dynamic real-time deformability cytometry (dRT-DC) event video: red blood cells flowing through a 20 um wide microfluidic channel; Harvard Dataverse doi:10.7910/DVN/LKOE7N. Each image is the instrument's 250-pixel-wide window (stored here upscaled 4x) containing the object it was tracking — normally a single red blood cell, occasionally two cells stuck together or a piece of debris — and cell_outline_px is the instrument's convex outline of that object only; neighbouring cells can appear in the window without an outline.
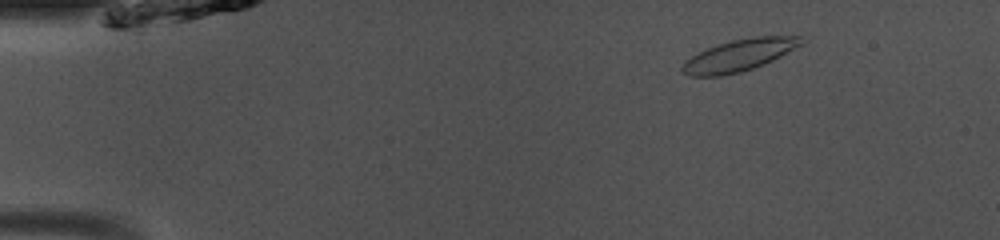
{"species": "common noctule bat (a hibernating species)", "species_latin": "Nyctalus noctula", "temperature_condition": "room temperature", "stored_images_in_passage": 41, "camera_frame_rate_fps": 3000, "um_per_image_px": 0.085, "animal": {"sex": "male", "body_mass_g": 13.0, "forearm_length_mm": 53.1}, "frame": {"image": 1, "passage_image": 4, "time_ms": 1.0, "image_size_px": [1000, 240], "cell_outline_px": [[804, 44], [772, 60], [752, 68], [740, 72], [720, 76], [688, 76], [680, 72], [680, 68], [692, 56], [708, 48], [732, 40], [752, 36], [800, 36]], "centroid_in_image_um": [62.83, 4.7], "position_along_channel_um": 22.2, "area_um2": 21.73}}
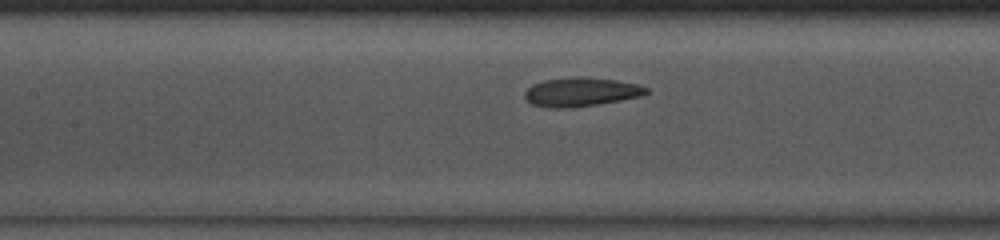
{"frame": {"image": 2, "passage_image": 20, "time_ms": 6.333, "image_size_px": [1000, 240], "cell_outline_px": [[648, 92], [640, 96], [620, 100], [572, 108], [552, 108], [532, 104], [524, 96], [524, 92], [532, 84], [544, 80], [576, 76], [584, 76], [616, 80], [636, 84], [648, 88]], "centroid_in_image_um": [49.36, 7.81], "position_along_channel_um": 158.0, "area_um2": 20.4}}
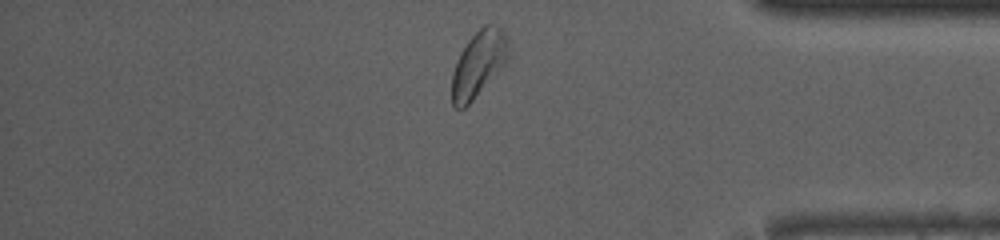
{"frame": {"image": 3, "passage_image": 39, "time_ms": 12.667, "image_size_px": [1000, 240], "cell_outline_px": [[508, 60], [504, 68], [464, 108], [456, 108], [452, 104], [452, 72], [456, 60], [460, 52], [468, 40], [484, 24], [488, 24], [500, 28], [508, 40]], "centroid_in_image_um": [40.68, 5.44], "position_along_channel_um": 394.5, "area_um2": 21.79}, "authors_computed_cell_mechanics": {"area_um2": 20.7502, "velocity_mm_per_s": 4.0529, "shape_relaxation_time_tau1_ms": 2.6775, "shape_relaxation_time_tau2_ms": 1.128, "deformation_change_tau1": 0.1212, "deformation_change_tau2": 0.0738}}